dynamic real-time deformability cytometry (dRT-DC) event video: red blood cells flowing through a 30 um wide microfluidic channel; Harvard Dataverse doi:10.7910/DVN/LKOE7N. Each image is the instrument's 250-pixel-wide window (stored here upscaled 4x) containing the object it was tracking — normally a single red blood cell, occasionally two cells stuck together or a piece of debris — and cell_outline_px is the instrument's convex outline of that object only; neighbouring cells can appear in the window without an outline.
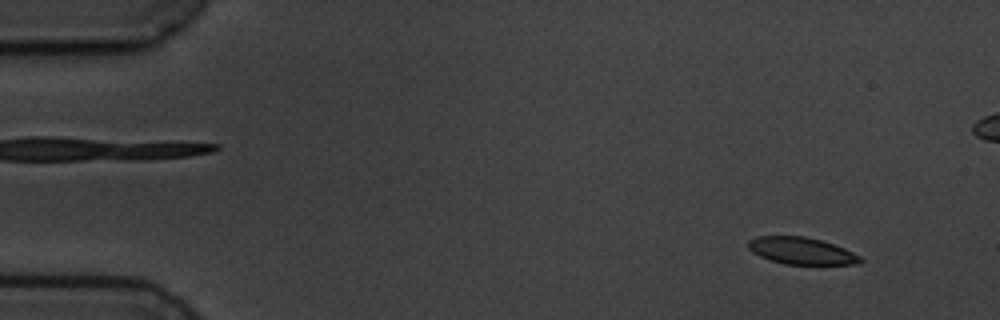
{"species": "common noctule bat (a hibernating species)", "species_latin": "Nyctalus noctula", "temperature_condition": "cold", "stored_images_in_passage": 14, "camera_frame_rate_fps": 3000, "um_per_image_px": 0.085, "animal": {"sex": "male", "body_mass_g": 19.5, "forearm_length_mm": 54.6}, "frame": {"image": 1, "passage_image": 1, "time_ms": 0.0, "image_size_px": [1000, 320], "cell_outline_px": [[864, 260], [860, 264], [820, 268], [784, 264], [760, 256], [752, 252], [748, 248], [748, 240], [756, 236], [804, 236], [820, 240], [844, 248], [860, 256]], "centroid_in_image_um": [68.21, 21.39], "position_along_channel_um": 16.8, "area_um2": 18.61}}
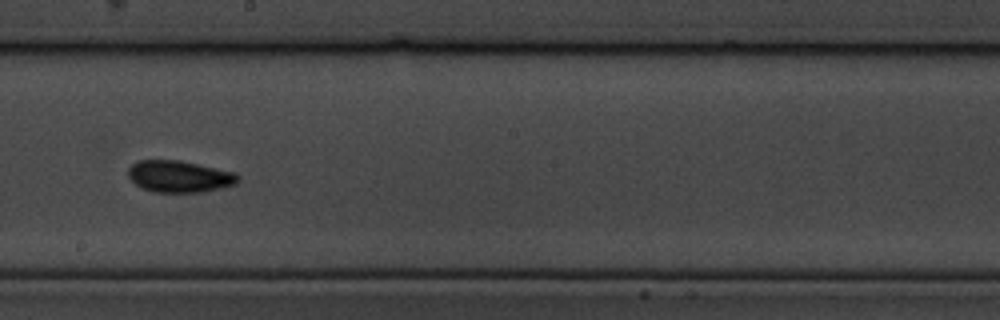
{"frame": {"image": 2, "passage_image": 8, "time_ms": 9.0, "image_size_px": [1000, 320], "cell_outline_px": [[240, 180], [236, 184], [204, 192], [152, 192], [136, 184], [128, 176], [128, 168], [132, 164], [140, 160], [180, 160], [236, 172], [240, 176]], "centroid_in_image_um": [15.28, 14.99], "position_along_channel_um": 232.9, "area_um2": 20.4}}
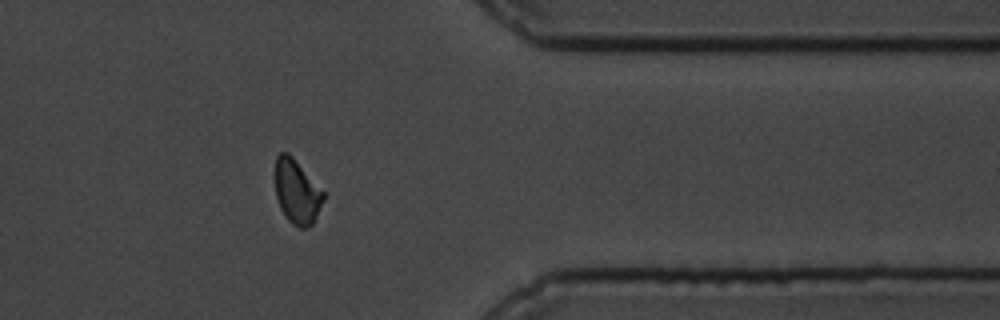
{"frame": {"image": 3, "passage_image": 12, "time_ms": 13.667, "image_size_px": [1000, 320], "cell_outline_px": [[324, 200], [312, 224], [308, 228], [300, 228], [292, 224], [288, 220], [280, 208], [276, 196], [272, 176], [276, 156], [280, 152], [288, 152], [292, 156], [324, 192]], "centroid_in_image_um": [25.17, 16.27], "position_along_channel_um": 386.2, "area_um2": 18.44}, "authors_computed_cell_mechanics": {"area_um2": 19.1318, "velocity_mm_per_s": 3.5658, "shape_relaxation_time_tau1_ms": 1.7468, "shape_relaxation_time_tau2_ms": 2.6638, "deformation_change_tau1": 0.0576, "deformation_change_tau2": 0.0513}}